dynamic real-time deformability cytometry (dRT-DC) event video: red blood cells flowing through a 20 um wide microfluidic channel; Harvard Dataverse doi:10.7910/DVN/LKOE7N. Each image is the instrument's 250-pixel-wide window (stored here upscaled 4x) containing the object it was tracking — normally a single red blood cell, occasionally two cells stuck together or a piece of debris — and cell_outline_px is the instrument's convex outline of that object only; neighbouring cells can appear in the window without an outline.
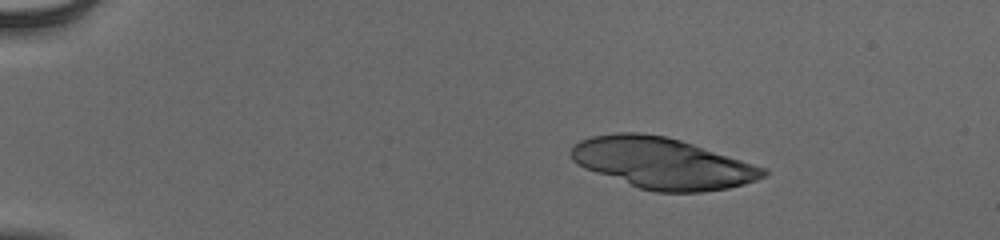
{"species": "human", "species_latin": "Homo sapiens", "temperature_condition": "cold", "stored_images_in_passage": 45, "camera_frame_rate_fps": 3000, "um_per_image_px": 0.085, "donor": {"sex": "male"}, "frame": {"image": 1, "passage_image": 1, "time_ms": 0.0, "image_size_px": [1000, 240], "cell_outline_px": [[768, 172], [764, 176], [756, 180], [744, 184], [728, 188], [704, 192], [656, 192], [640, 188], [584, 168], [576, 164], [568, 156], [568, 152], [572, 144], [580, 140], [592, 136], [620, 132], [636, 132], [664, 136], [680, 140], [768, 168]], "centroid_in_image_um": [56.28, 13.87], "position_along_channel_um": 28.7, "area_um2": 57.16}}
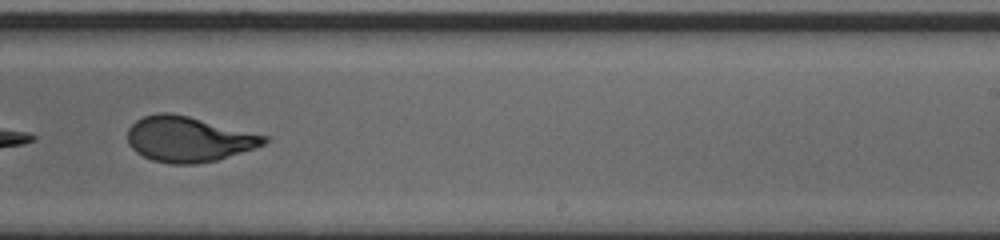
{"frame": {"image": 2, "passage_image": 28, "time_ms": 9.0, "image_size_px": [1000, 240], "cell_outline_px": [[268, 140], [264, 144], [256, 148], [216, 160], [196, 164], [168, 164], [152, 160], [136, 152], [128, 144], [128, 128], [136, 120], [144, 116], [160, 112], [172, 112], [268, 136]], "centroid_in_image_um": [16.01, 11.83], "position_along_channel_um": 273.0, "area_um2": 36.07}}
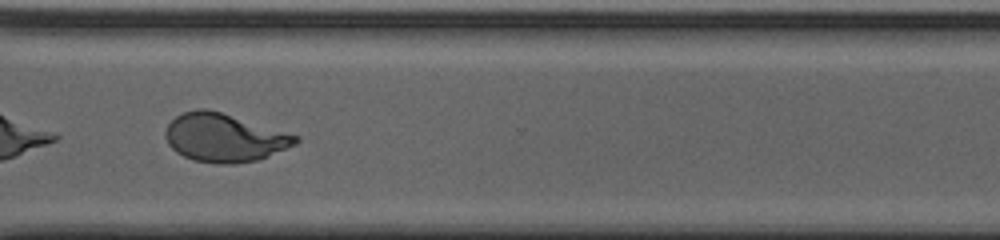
{"frame": {"image": 3, "passage_image": 34, "time_ms": 11.0, "image_size_px": [1000, 240], "cell_outline_px": [[300, 140], [296, 144], [268, 156], [256, 160], [236, 164], [216, 164], [192, 160], [176, 152], [168, 144], [164, 132], [168, 124], [176, 116], [184, 112], [196, 108], [204, 108], [220, 112], [300, 136]], "centroid_in_image_um": [19.05, 11.71], "position_along_channel_um": 351.6, "area_um2": 36.53}, "authors_computed_cell_mechanics": {"area_um2": 36.8764, "velocity_mm_per_s": 3.8948, "shape_relaxation_time_tau1_ms": 4.4551, "shape_relaxation_time_tau2_ms": 0.7961, "deformation_change_tau1": 0.2072, "deformation_change_tau2": 0.0641}}